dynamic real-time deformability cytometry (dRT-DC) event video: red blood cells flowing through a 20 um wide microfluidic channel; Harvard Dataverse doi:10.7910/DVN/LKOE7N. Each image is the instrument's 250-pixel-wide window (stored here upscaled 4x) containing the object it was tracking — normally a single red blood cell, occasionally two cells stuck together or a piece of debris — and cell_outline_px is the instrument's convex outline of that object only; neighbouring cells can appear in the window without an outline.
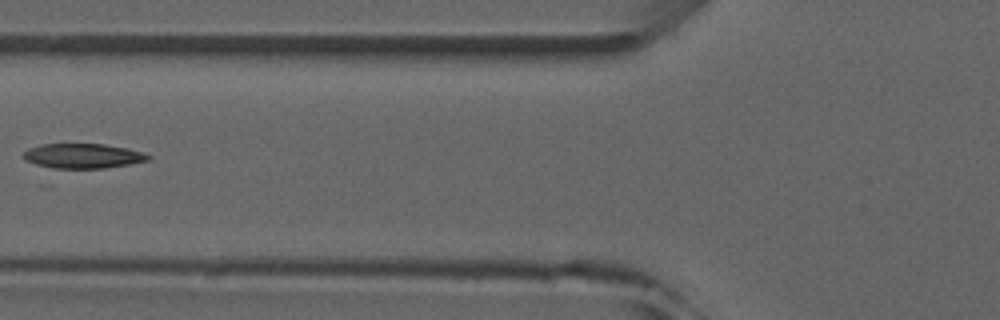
{"species": "common noctule bat (a hibernating species)", "species_latin": "Nyctalus noctula", "temperature_condition": "room temperature", "stored_images_in_passage": 2, "camera_frame_rate_fps": 3000, "um_per_image_px": 0.085, "animal": {"sex": "male", "forearm_length_mm": 52.5}, "frame": {"image": 1, "passage_image": 2, "time_ms": 1.333, "image_size_px": [1000, 320], "cell_outline_px": [[152, 156], [148, 160], [128, 164], [104, 168], [52, 168], [36, 164], [24, 160], [24, 152], [28, 148], [40, 144], [104, 144], [128, 148]], "centroid_in_image_um": [7.02, 13.25], "position_along_channel_um": 118.8, "area_um2": 17.86}}